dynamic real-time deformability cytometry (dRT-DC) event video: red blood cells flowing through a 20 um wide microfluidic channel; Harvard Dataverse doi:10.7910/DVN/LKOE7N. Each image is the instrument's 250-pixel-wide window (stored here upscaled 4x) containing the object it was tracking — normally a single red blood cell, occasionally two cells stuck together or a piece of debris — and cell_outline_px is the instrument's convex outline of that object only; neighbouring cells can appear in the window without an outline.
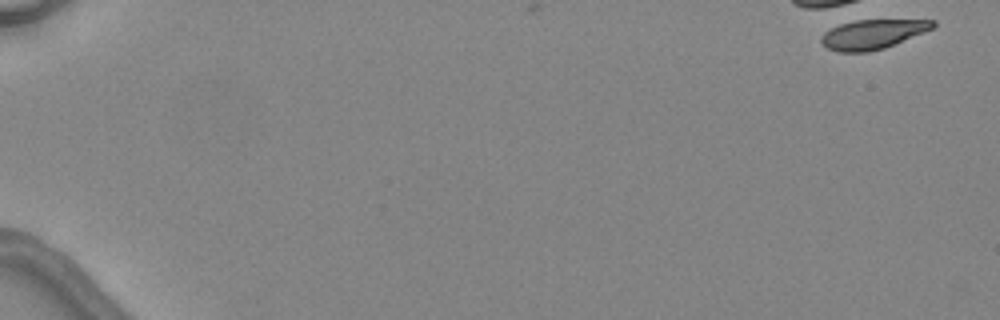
{"species": "common noctule bat (a hibernating species)", "species_latin": "Nyctalus noctula", "temperature_condition": "warm", "stored_images_in_passage": 2, "camera_frame_rate_fps": 3000, "um_per_image_px": 0.085, "animal": {"sex": "female", "body_mass_g": 24.6, "forearm_length_mm": 56.2}, "frame": {"image": 1, "passage_image": 1, "time_ms": 0.0, "image_size_px": [1000, 320], "cell_outline_px": [[936, 24], [932, 28], [924, 32], [884, 48], [868, 52], [840, 52], [828, 48], [820, 40], [820, 36], [824, 32], [840, 24], [856, 20], [936, 20]], "centroid_in_image_um": [74.16, 2.91], "position_along_channel_um": 10.8, "area_um2": 18.9}}